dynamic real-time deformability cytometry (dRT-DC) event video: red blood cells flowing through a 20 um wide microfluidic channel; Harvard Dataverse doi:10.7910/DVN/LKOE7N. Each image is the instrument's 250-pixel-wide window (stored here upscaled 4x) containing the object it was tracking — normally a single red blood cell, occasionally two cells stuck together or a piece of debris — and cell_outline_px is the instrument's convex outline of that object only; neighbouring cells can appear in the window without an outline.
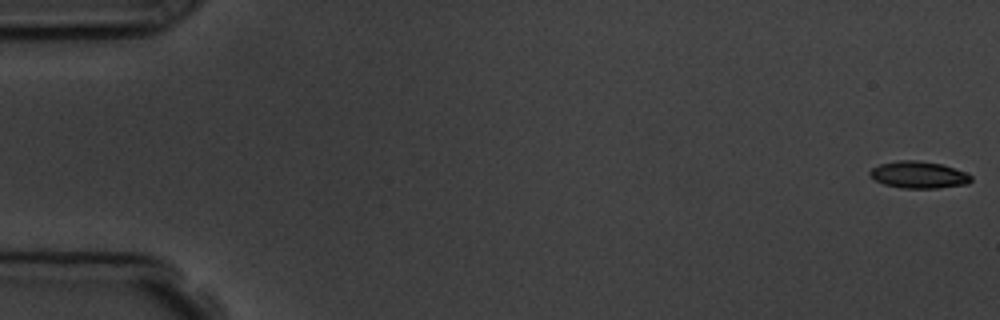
{"species": "common noctule bat (a hibernating species)", "species_latin": "Nyctalus noctula", "temperature_condition": "room temperature", "stored_images_in_passage": 7, "camera_frame_rate_fps": 3000, "um_per_image_px": 0.085, "animal": {"sex": "male", "body_mass_g": 19.5, "forearm_length_mm": 54.6}, "frame": {"image": 1, "passage_image": 1, "time_ms": 0.0, "image_size_px": [1000, 320], "cell_outline_px": [[972, 180], [968, 184], [936, 188], [904, 188], [884, 184], [876, 180], [868, 172], [872, 168], [880, 164], [896, 160], [916, 160], [940, 164], [964, 172], [972, 176]], "centroid_in_image_um": [78.08, 14.86], "position_along_channel_um": 6.9, "area_um2": 15.66}}
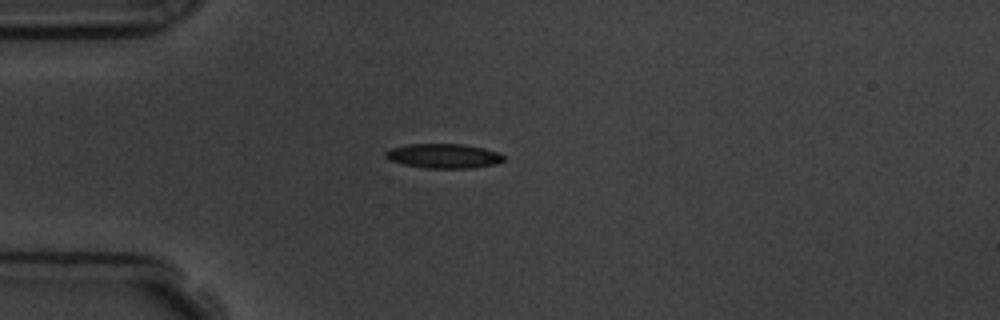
{"frame": {"image": 2, "passage_image": 5, "time_ms": 4.667, "image_size_px": [1000, 320], "cell_outline_px": [[504, 160], [496, 164], [472, 168], [428, 168], [404, 164], [392, 160], [384, 156], [384, 152], [388, 148], [408, 144], [464, 144], [484, 148], [500, 152], [504, 156]], "centroid_in_image_um": [37.73, 13.24], "position_along_channel_um": 47.3, "area_um2": 16.94}}